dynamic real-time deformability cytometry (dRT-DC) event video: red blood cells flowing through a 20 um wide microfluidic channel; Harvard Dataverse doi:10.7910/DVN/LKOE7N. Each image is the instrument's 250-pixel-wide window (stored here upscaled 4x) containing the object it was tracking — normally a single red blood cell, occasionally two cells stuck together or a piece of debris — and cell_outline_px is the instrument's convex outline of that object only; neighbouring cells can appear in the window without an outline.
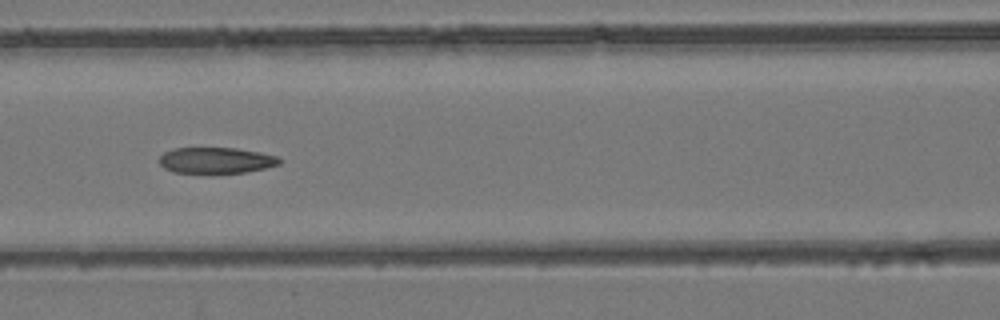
{"species": "common noctule bat (a hibernating species)", "species_latin": "Nyctalus noctula", "temperature_condition": "room temperature", "stored_images_in_passage": 6, "camera_frame_rate_fps": 3000, "um_per_image_px": 0.085, "animal": {"sex": "female", "body_mass_g": 24.6, "forearm_length_mm": 56.2}, "frame": {"image": 1, "passage_image": 4, "time_ms": 1.0, "image_size_px": [1000, 320], "cell_outline_px": [[284, 160], [280, 164], [264, 168], [244, 172], [212, 176], [172, 172], [164, 168], [160, 164], [160, 156], [164, 152], [172, 148], [236, 148], [260, 152], [276, 156]], "centroid_in_image_um": [18.34, 13.67], "position_along_channel_um": 148.3, "area_um2": 19.07}}
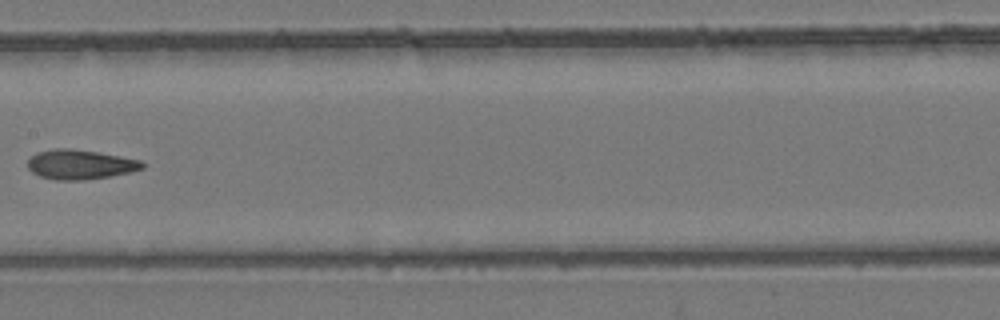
{"frame": {"image": 2, "passage_image": 5, "time_ms": 1.333, "image_size_px": [1000, 320], "cell_outline_px": [[144, 168], [128, 172], [108, 176], [80, 180], [56, 180], [40, 176], [32, 172], [28, 168], [28, 160], [36, 152], [52, 148], [68, 148], [96, 152], [120, 156], [140, 160], [144, 164]], "centroid_in_image_um": [6.76, 13.97], "position_along_channel_um": 200.6, "area_um2": 19.54}}
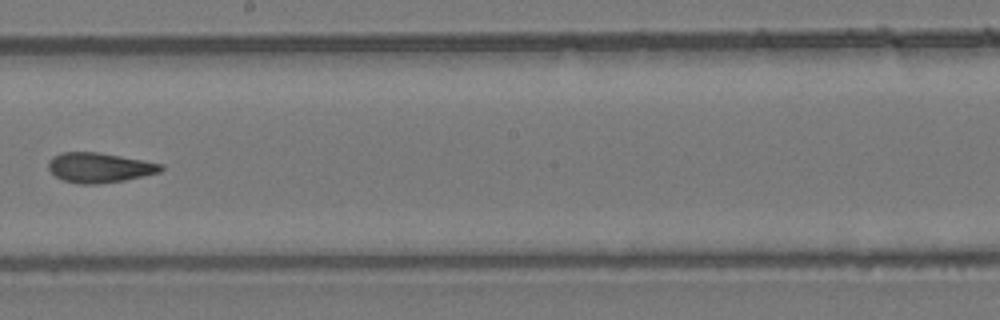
{"frame": {"image": 3, "passage_image": 6, "time_ms": 1.667, "image_size_px": [1000, 320], "cell_outline_px": [[164, 168], [160, 172], [124, 180], [100, 184], [80, 184], [64, 180], [56, 176], [48, 168], [48, 160], [52, 156], [64, 152], [96, 152], [144, 160], [164, 164]], "centroid_in_image_um": [8.46, 14.24], "position_along_channel_um": 239.7, "area_um2": 19.54}}